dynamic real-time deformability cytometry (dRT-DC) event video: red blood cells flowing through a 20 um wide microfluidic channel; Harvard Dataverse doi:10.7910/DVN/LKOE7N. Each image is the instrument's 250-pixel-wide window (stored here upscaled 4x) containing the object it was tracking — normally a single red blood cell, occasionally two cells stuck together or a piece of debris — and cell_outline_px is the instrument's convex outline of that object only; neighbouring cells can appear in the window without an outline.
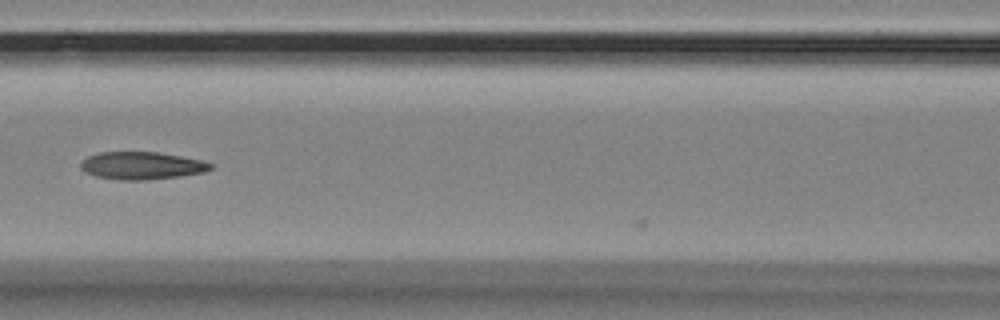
{"species": "Egyptian fruit bat (a non-hibernating species)", "species_latin": "Rousettus aegyptiacus", "temperature_condition": "room temperature", "stored_images_in_passage": 5, "camera_frame_rate_fps": 3000, "um_per_image_px": 0.085, "animal": {"sex": "female"}, "frame": {"image": 1, "passage_image": 4, "time_ms": 1.0, "image_size_px": [1000, 320], "cell_outline_px": [[216, 164], [212, 168], [204, 172], [176, 176], [144, 180], [120, 180], [96, 176], [84, 172], [80, 168], [80, 164], [88, 156], [100, 152], [156, 152], [204, 160]], "centroid_in_image_um": [12.06, 14.07], "position_along_channel_um": 154.5, "area_um2": 20.81}}
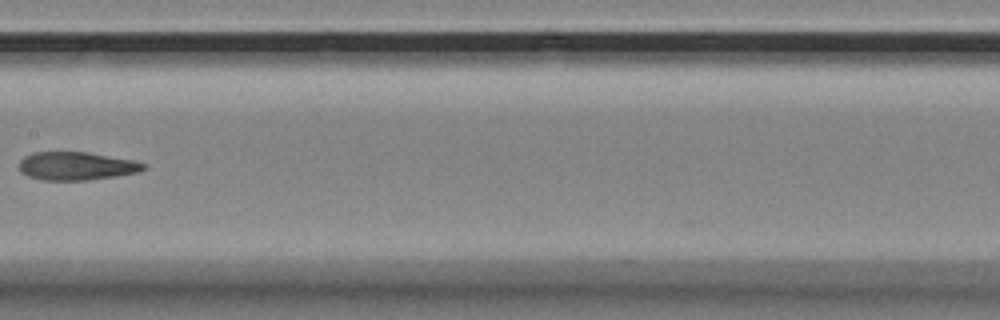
{"frame": {"image": 2, "passage_image": 5, "time_ms": 1.333, "image_size_px": [1000, 320], "cell_outline_px": [[148, 164], [144, 168], [136, 172], [116, 176], [88, 180], [40, 180], [28, 176], [20, 172], [20, 160], [24, 156], [32, 152], [88, 152], [132, 160]], "centroid_in_image_um": [6.45, 14.11], "position_along_channel_um": 200.9, "area_um2": 20.4}}